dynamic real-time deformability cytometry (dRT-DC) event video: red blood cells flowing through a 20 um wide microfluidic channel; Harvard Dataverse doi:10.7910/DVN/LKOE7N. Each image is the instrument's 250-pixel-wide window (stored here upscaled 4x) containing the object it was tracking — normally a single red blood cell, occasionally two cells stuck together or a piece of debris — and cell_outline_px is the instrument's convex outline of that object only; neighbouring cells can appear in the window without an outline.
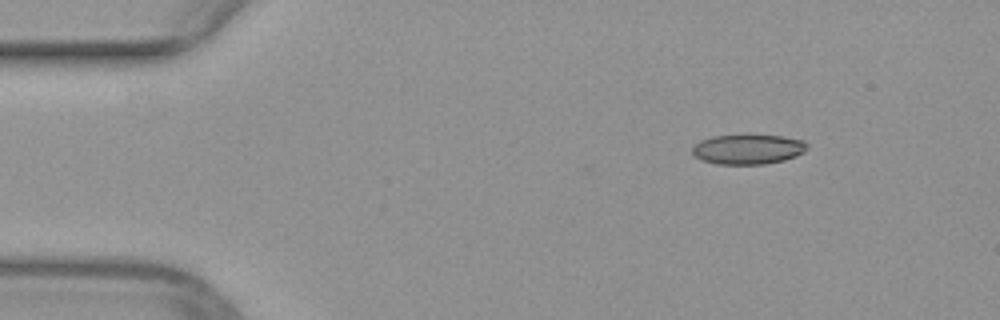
{"species": "common noctule bat (a hibernating species)", "species_latin": "Nyctalus noctula", "temperature_condition": "warm", "stored_images_in_passage": 44, "camera_frame_rate_fps": 3000, "um_per_image_px": 0.085, "animal": {"sex": "female", "body_mass_g": 29.2, "forearm_length_mm": 56.3}, "frame": {"image": 1, "passage_image": 1, "time_ms": 0.0, "image_size_px": [1000, 320], "cell_outline_px": [[808, 148], [804, 152], [796, 156], [784, 160], [764, 164], [716, 164], [700, 160], [692, 152], [692, 148], [700, 140], [712, 136], [784, 136], [804, 140], [808, 144]], "centroid_in_image_um": [63.6, 12.7], "position_along_channel_um": 21.4, "area_um2": 19.88}}
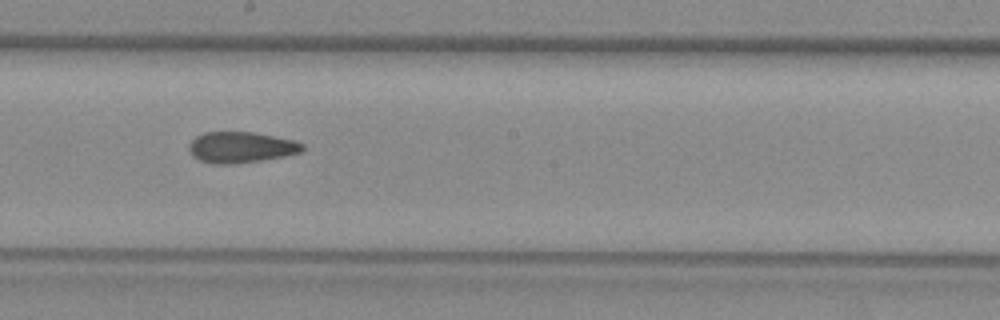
{"frame": {"image": 2, "passage_image": 22, "time_ms": 7.0, "image_size_px": [1000, 320], "cell_outline_px": [[304, 148], [300, 152], [284, 156], [260, 160], [232, 164], [212, 164], [200, 160], [192, 156], [188, 148], [192, 140], [196, 136], [204, 132], [252, 132], [292, 140], [304, 144]], "centroid_in_image_um": [20.44, 12.52], "position_along_channel_um": 227.8, "area_um2": 20.29}}
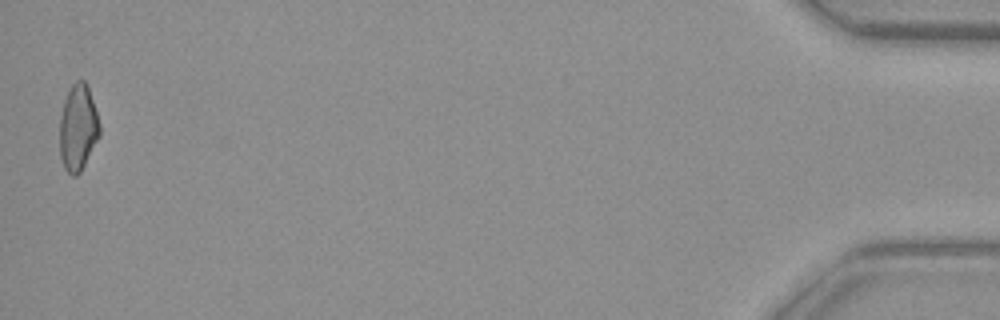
{"frame": {"image": 3, "passage_image": 44, "time_ms": 14.333, "image_size_px": [1000, 320], "cell_outline_px": [[100, 136], [80, 172], [76, 176], [72, 176], [64, 168], [60, 156], [60, 116], [64, 100], [72, 84], [76, 80], [84, 80], [88, 84], [100, 124]], "centroid_in_image_um": [6.64, 10.84], "position_along_channel_um": 428.6, "area_um2": 20.17}}